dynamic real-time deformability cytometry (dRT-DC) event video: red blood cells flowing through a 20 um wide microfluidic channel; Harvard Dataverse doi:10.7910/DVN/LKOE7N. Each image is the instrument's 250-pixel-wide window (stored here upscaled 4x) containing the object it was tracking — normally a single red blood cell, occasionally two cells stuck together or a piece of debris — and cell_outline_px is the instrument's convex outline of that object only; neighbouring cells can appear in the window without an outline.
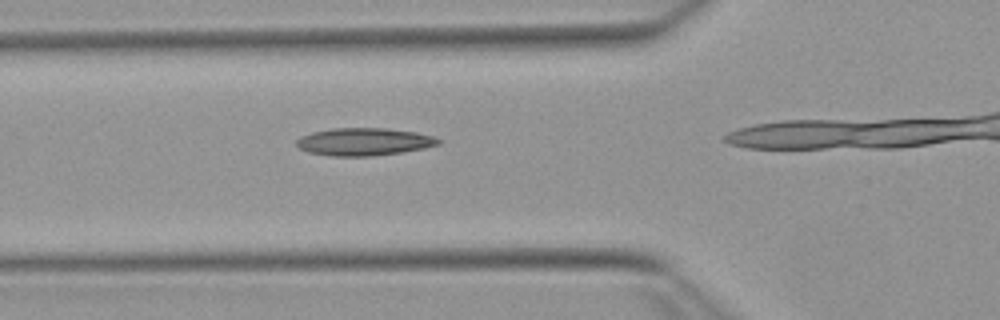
{"species": "Egyptian fruit bat (a non-hibernating species)", "species_latin": "Rousettus aegyptiacus", "temperature_condition": "warm", "stored_images_in_passage": 19, "camera_frame_rate_fps": 3000, "um_per_image_px": 0.085, "animal": {"sex": "female"}, "frame": {"image": 1, "passage_image": 12, "time_ms": 3.667, "image_size_px": [1000, 320], "cell_outline_px": [[440, 144], [424, 148], [400, 152], [372, 156], [332, 156], [308, 152], [300, 148], [296, 144], [296, 140], [300, 136], [312, 132], [332, 128], [388, 128], [416, 132], [432, 136], [440, 140]], "centroid_in_image_um": [30.92, 12.04], "position_along_channel_um": 94.9, "area_um2": 22.77}}
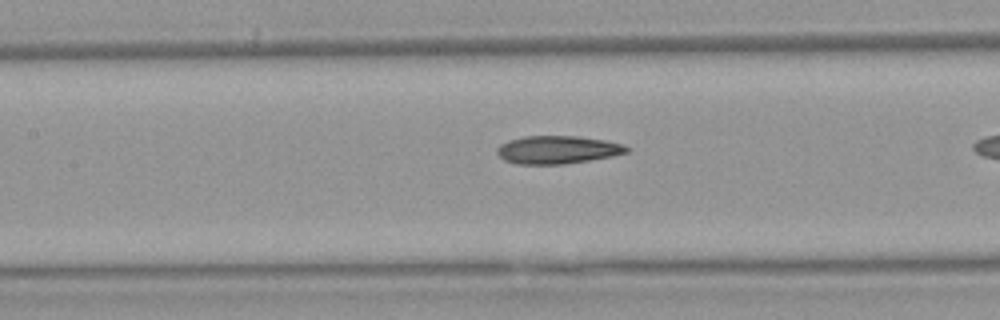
{"frame": {"image": 2, "passage_image": 17, "time_ms": 5.333, "image_size_px": [1000, 320], "cell_outline_px": [[632, 148], [628, 152], [612, 156], [564, 164], [516, 164], [504, 160], [496, 152], [496, 148], [500, 144], [508, 140], [524, 136], [576, 136], [604, 140], [624, 144]], "centroid_in_image_um": [47.38, 12.72], "position_along_channel_um": 160.0, "area_um2": 21.21}}